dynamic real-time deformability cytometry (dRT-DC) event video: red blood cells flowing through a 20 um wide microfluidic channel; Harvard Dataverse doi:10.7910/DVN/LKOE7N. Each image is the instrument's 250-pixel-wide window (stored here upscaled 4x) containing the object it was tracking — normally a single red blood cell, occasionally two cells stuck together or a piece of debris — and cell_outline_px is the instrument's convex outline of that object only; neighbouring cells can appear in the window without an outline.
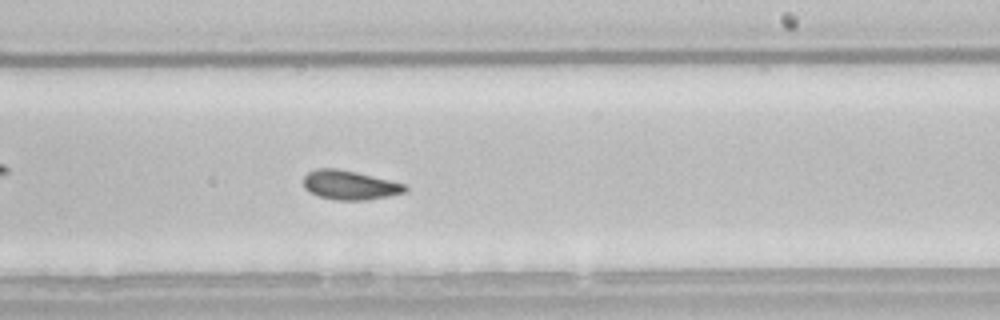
{"species": "common noctule bat (a hibernating species)", "species_latin": "Nyctalus noctula", "temperature_condition": "room temperature", "stored_images_in_passage": 53, "camera_frame_rate_fps": 3000, "um_per_image_px": 0.085, "animal": {"sex": "male", "body_mass_g": 21.5, "forearm_length_mm": 52.0}, "frame": {"image": 1, "passage_image": 31, "time_ms": 10.0, "image_size_px": [1000, 320], "cell_outline_px": [[408, 192], [368, 200], [336, 200], [320, 196], [308, 192], [304, 188], [304, 176], [308, 172], [316, 168], [336, 168], [356, 172], [404, 184], [408, 188]], "centroid_in_image_um": [29.71, 15.73], "position_along_channel_um": 259.3, "area_um2": 17.28}, "authors_computed_cell_mechanics": {"area_um2": 17.629, "velocity_mm_per_s": 3.8225, "shape_relaxation_time_tau1_ms": 3.9263, "shape_relaxation_time_tau2_ms": 2.4045, "deformation_change_tau1": 0.102, "deformation_change_tau2": 0.0854}}